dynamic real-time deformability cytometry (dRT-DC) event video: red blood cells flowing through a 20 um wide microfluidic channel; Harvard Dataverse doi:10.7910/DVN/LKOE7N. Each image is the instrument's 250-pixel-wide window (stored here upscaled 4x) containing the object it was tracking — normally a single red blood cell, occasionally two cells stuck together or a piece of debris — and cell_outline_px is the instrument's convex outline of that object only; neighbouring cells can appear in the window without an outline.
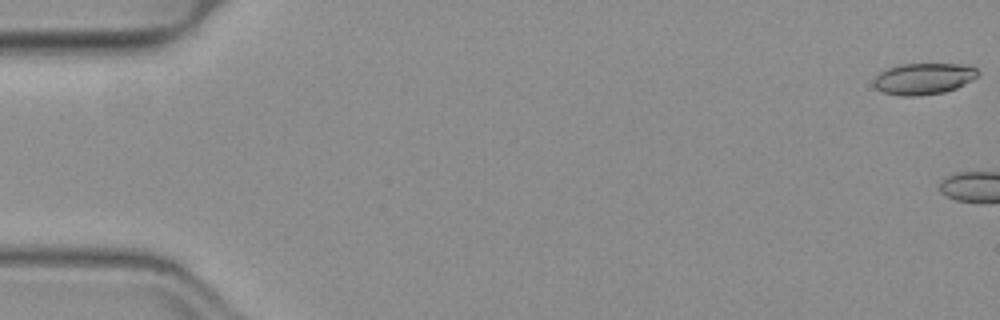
{"species": "common noctule bat (a hibernating species)", "species_latin": "Nyctalus noctula", "temperature_condition": "warm", "stored_images_in_passage": 4, "camera_frame_rate_fps": 3000, "um_per_image_px": 0.085, "animal": {"sex": "female", "body_mass_g": 19.3, "forearm_length_mm": 54.1}, "frame": {"image": 1, "passage_image": 1, "time_ms": 0.0, "image_size_px": [1000, 320], "cell_outline_px": [[980, 76], [956, 88], [944, 92], [916, 96], [900, 96], [884, 92], [876, 88], [872, 84], [876, 76], [880, 72], [888, 68], [900, 64], [968, 64], [976, 68], [980, 72]], "centroid_in_image_um": [78.54, 6.68], "position_along_channel_um": 6.5, "area_um2": 19.19}}